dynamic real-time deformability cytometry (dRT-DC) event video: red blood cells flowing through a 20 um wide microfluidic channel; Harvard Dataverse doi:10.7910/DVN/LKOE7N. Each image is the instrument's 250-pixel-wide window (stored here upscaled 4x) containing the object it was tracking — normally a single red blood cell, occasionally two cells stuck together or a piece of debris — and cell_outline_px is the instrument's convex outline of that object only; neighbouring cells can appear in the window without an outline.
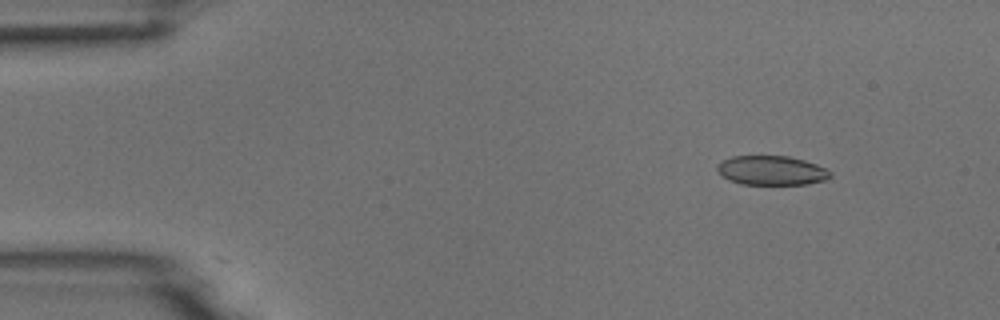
{"species": "common noctule bat (a hibernating species)", "species_latin": "Nyctalus noctula", "temperature_condition": "room temperature", "stored_images_in_passage": 6, "camera_frame_rate_fps": 3000, "um_per_image_px": 0.085, "animal": {"sex": "male", "body_mass_g": 18.8}, "frame": {"image": 1, "passage_image": 2, "time_ms": 1.333, "image_size_px": [1000, 320], "cell_outline_px": [[832, 176], [824, 180], [808, 184], [740, 184], [724, 176], [716, 168], [716, 164], [732, 156], [788, 156], [804, 160], [816, 164], [832, 172]], "centroid_in_image_um": [65.6, 14.48], "position_along_channel_um": 19.4, "area_um2": 19.13}}
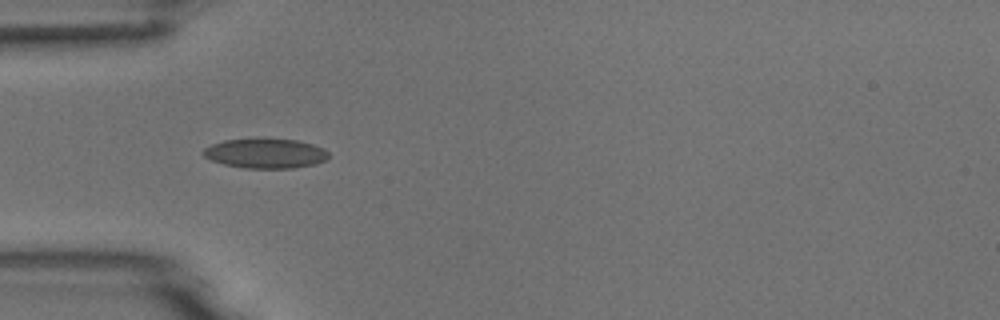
{"frame": {"image": 2, "passage_image": 5, "time_ms": 4.667, "image_size_px": [1000, 320], "cell_outline_px": [[328, 156], [324, 160], [316, 164], [292, 168], [244, 168], [224, 164], [212, 160], [204, 156], [200, 152], [204, 148], [212, 144], [224, 140], [256, 136], [296, 140], [312, 144], [324, 148], [328, 152]], "centroid_in_image_um": [22.53, 13.0], "position_along_channel_um": 62.5, "area_um2": 22.31}}